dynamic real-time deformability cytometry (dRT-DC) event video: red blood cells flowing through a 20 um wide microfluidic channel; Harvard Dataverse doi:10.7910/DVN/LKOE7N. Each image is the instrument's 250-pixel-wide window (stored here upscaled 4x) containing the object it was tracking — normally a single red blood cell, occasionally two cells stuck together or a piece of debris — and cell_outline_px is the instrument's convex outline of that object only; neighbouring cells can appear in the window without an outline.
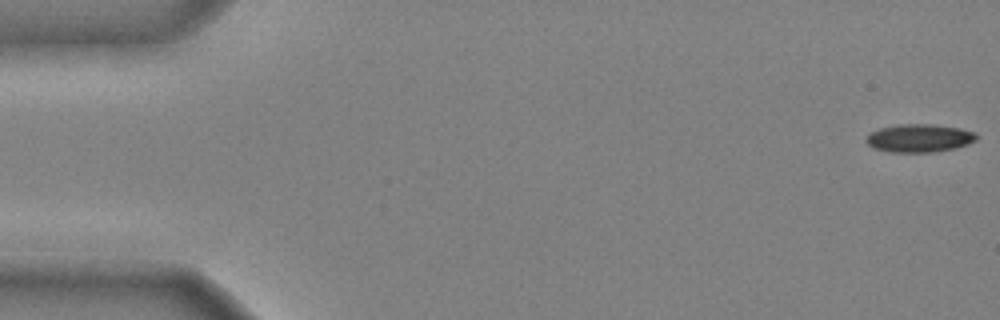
{"species": "common noctule bat (a hibernating species)", "species_latin": "Nyctalus noctula", "temperature_condition": "cold", "stored_images_in_passage": 46, "camera_frame_rate_fps": 3000, "um_per_image_px": 0.085, "animal": {"sex": "male", "body_mass_g": 20.4}, "frame": {"image": 1, "passage_image": 1, "time_ms": 0.0, "image_size_px": [1000, 320], "cell_outline_px": [[980, 136], [976, 140], [968, 144], [956, 148], [932, 152], [892, 152], [872, 148], [864, 140], [868, 132], [880, 128], [896, 124], [932, 124], [960, 128], [976, 132]], "centroid_in_image_um": [78.13, 11.73], "position_along_channel_um": 6.9, "area_um2": 18.38}}
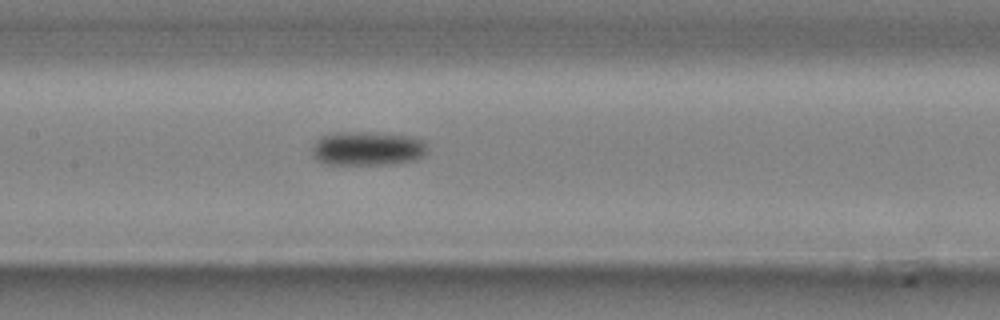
{"frame": {"image": 2, "passage_image": 24, "time_ms": 7.667, "image_size_px": [1000, 320], "cell_outline_px": [[424, 152], [416, 160], [388, 164], [328, 164], [320, 160], [312, 152], [312, 148], [316, 140], [324, 136], [336, 132], [364, 132], [404, 136], [424, 140]], "centroid_in_image_um": [31.2, 12.62], "position_along_channel_um": 176.2, "area_um2": 22.14}}
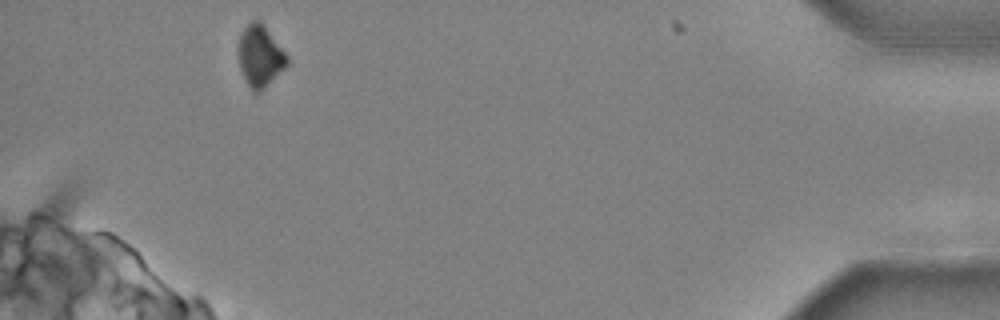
{"frame": {"image": 3, "passage_image": 46, "time_ms": 15.0, "image_size_px": [1000, 320], "cell_outline_px": [[288, 64], [260, 92], [252, 92], [240, 68], [236, 48], [240, 32], [252, 20], [260, 20], [288, 56]], "centroid_in_image_um": [22.07, 4.74], "position_along_channel_um": 413.1, "area_um2": 17.46}, "authors_computed_cell_mechanics": {"area_um2": 19.9699, "velocity_mm_per_s": 3.9766, "shape_relaxation_time_tau1_ms": 5.8175, "shape_relaxation_time_tau2_ms": null, "deformation_change_tau1": 0.1368, "deformation_change_tau2": null}}